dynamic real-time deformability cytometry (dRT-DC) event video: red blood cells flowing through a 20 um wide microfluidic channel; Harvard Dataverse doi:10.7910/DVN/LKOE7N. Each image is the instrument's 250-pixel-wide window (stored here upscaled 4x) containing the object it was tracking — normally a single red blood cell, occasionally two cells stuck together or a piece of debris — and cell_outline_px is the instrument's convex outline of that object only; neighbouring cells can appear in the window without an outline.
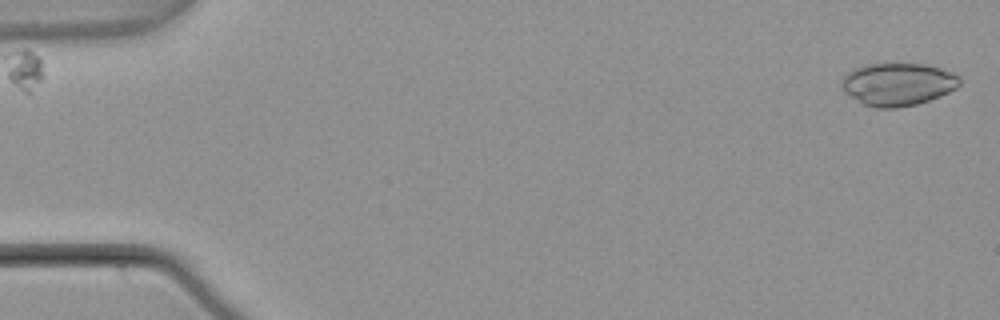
{"species": "common noctule bat (a hibernating species)", "species_latin": "Nyctalus noctula", "temperature_condition": "warm", "stored_images_in_passage": 5, "camera_frame_rate_fps": 3000, "um_per_image_px": 0.085, "animal": {"sex": "male", "body_mass_g": 21.5, "forearm_length_mm": 52.0}, "frame": {"image": 1, "passage_image": 1, "time_ms": 0.0, "image_size_px": [1000, 320], "cell_outline_px": [[960, 84], [956, 88], [940, 96], [916, 104], [896, 108], [876, 108], [864, 104], [844, 92], [840, 84], [840, 80], [852, 68], [868, 64], [924, 64], [956, 72], [960, 76]], "centroid_in_image_um": [76.32, 7.15], "position_along_channel_um": 8.7, "area_um2": 29.48}}
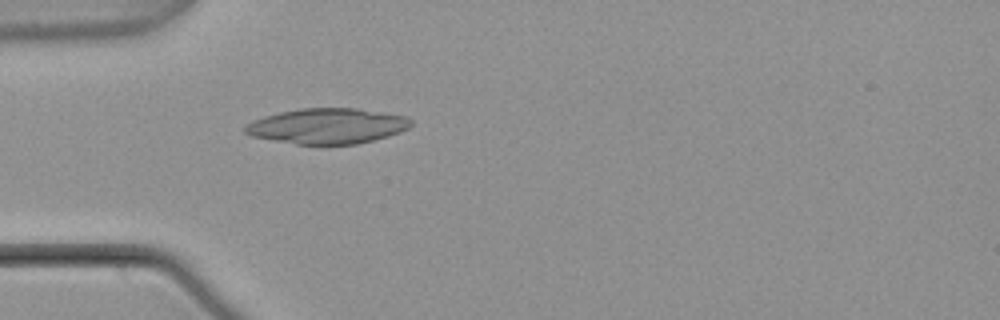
{"frame": {"image": 2, "passage_image": 5, "time_ms": 1.333, "image_size_px": [1000, 320], "cell_outline_px": [[412, 124], [408, 128], [400, 132], [388, 136], [356, 144], [296, 144], [252, 136], [244, 132], [244, 128], [252, 120], [264, 116], [280, 112], [300, 108], [356, 108], [408, 116], [412, 120]], "centroid_in_image_um": [27.84, 10.7], "position_along_channel_um": 57.2, "area_um2": 34.16}}